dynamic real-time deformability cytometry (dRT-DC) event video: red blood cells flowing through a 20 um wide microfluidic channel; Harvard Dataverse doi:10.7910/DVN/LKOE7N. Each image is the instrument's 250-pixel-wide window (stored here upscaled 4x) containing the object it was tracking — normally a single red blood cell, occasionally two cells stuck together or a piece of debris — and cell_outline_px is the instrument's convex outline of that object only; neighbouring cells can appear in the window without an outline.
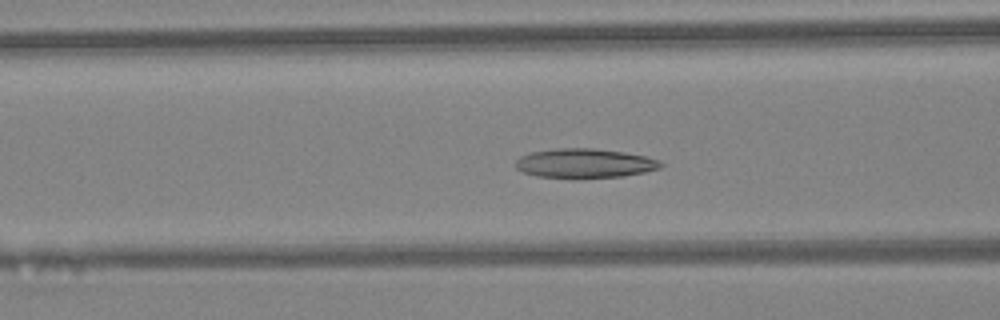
{"species": "Egyptian fruit bat (a non-hibernating species)", "species_latin": "Rousettus aegyptiacus", "temperature_condition": "warm", "stored_images_in_passage": 45, "camera_frame_rate_fps": 3000, "um_per_image_px": 0.085, "animal": {"sex": "female"}, "frame": {"image": 1, "passage_image": 18, "time_ms": 5.667, "image_size_px": [1000, 320], "cell_outline_px": [[664, 164], [660, 168], [644, 172], [624, 176], [536, 176], [524, 172], [516, 168], [516, 160], [520, 156], [532, 152], [556, 148], [592, 148], [624, 152], [644, 156], [660, 160]], "centroid_in_image_um": [49.72, 13.85], "position_along_channel_um": 116.9, "area_um2": 24.1}}
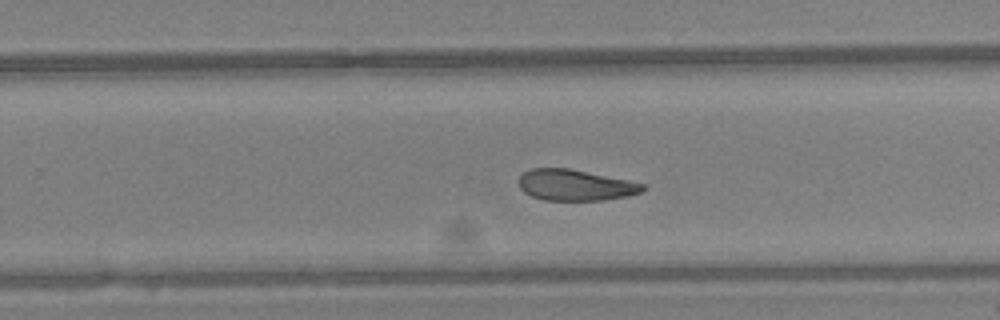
{"frame": {"image": 2, "passage_image": 29, "time_ms": 9.333, "image_size_px": [1000, 320], "cell_outline_px": [[648, 188], [640, 192], [628, 196], [604, 200], [544, 200], [532, 196], [524, 192], [520, 188], [520, 176], [524, 172], [532, 168], [568, 168], [628, 180], [644, 184]], "centroid_in_image_um": [48.92, 15.74], "position_along_channel_um": 280.9, "area_um2": 22.31}}
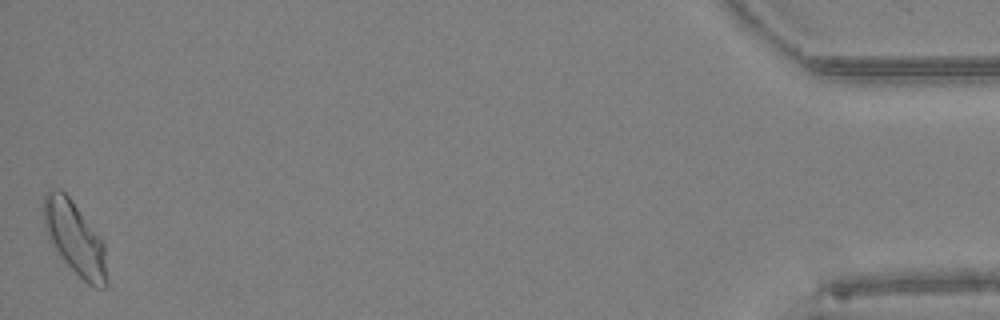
{"frame": {"image": 3, "passage_image": 45, "time_ms": 14.667, "image_size_px": [1000, 320], "cell_outline_px": [[108, 284], [104, 288], [96, 288], [88, 284], [64, 260], [52, 244], [44, 224], [44, 192], [48, 188], [60, 188], [68, 196], [104, 240], [108, 280]], "centroid_in_image_um": [6.4, 20.24], "position_along_channel_um": 428.8, "area_um2": 26.88}, "authors_computed_cell_mechanics": {"area_um2": 24.6806, "velocity_mm_per_s": 4.4866, "shape_relaxation_time_tau1_ms": null, "shape_relaxation_time_tau2_ms": 3.5735, "deformation_change_tau1": null, "deformation_change_tau2": 0.109}}